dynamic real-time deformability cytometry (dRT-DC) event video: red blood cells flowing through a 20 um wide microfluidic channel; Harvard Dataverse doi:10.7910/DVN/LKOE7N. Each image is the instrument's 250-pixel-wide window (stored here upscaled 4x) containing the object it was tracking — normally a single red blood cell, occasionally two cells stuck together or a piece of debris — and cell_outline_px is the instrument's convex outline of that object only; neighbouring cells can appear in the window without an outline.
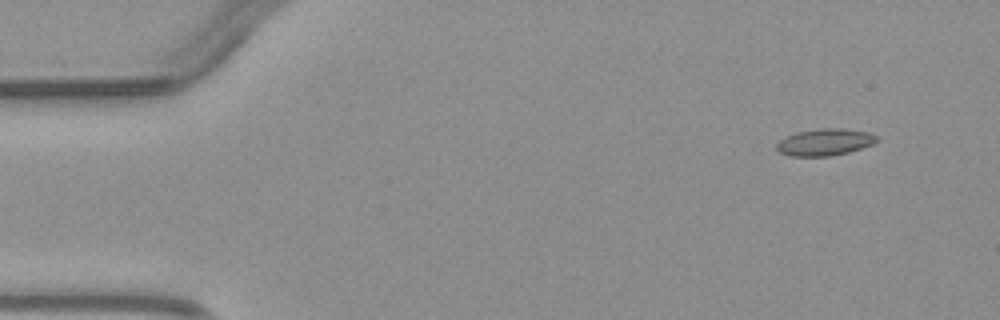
{"species": "common noctule bat (a hibernating species)", "species_latin": "Nyctalus noctula", "temperature_condition": "warm", "stored_images_in_passage": 4, "segment_of_instrument_passage": [2, 2], "camera_frame_rate_fps": 3000, "um_per_image_px": 0.085, "animal": {"sex": "male", "body_mass_g": 23.1, "forearm_length_mm": 52.7}, "frame": {"image": 1, "passage_image": 4, "time_ms": 4.667, "image_size_px": [1000, 320], "cell_outline_px": [[880, 140], [872, 144], [848, 152], [832, 156], [788, 156], [780, 152], [776, 148], [776, 144], [780, 140], [788, 136], [800, 132], [820, 128], [840, 128], [868, 132], [880, 136]], "centroid_in_image_um": [70.15, 12.09], "position_along_channel_um": 14.9, "area_um2": 15.61}}